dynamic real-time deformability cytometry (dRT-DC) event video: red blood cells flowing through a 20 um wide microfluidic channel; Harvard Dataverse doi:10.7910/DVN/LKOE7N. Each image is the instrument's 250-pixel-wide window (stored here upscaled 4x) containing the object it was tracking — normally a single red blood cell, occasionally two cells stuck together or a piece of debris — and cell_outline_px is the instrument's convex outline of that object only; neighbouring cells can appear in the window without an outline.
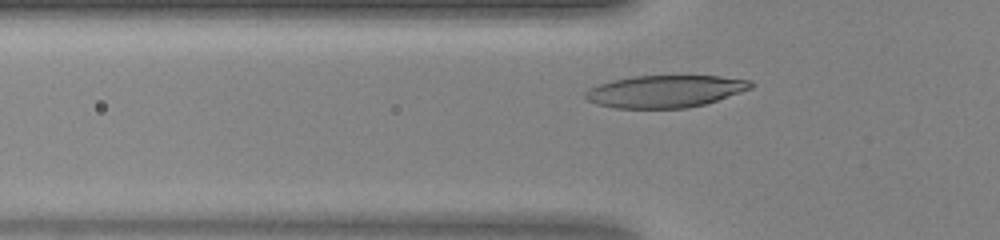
{"species": "human", "species_latin": "Homo sapiens", "temperature_condition": "warm", "stored_images_in_passage": 31, "camera_frame_rate_fps": 3000, "um_per_image_px": 0.085, "donor": {"sex": "female"}, "frame": {"image": 1, "passage_image": 7, "time_ms": 2.0, "image_size_px": [1000, 240], "cell_outline_px": [[756, 84], [752, 88], [704, 104], [688, 108], [616, 108], [596, 104], [588, 100], [584, 96], [584, 92], [588, 88], [612, 80], [632, 76], [720, 76], [752, 80]], "centroid_in_image_um": [56.54, 7.76], "position_along_channel_um": 69.3, "area_um2": 31.1}}
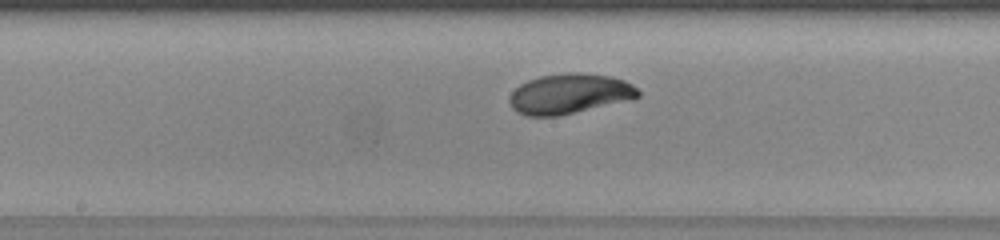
{"frame": {"image": 2, "passage_image": 16, "time_ms": 5.0, "image_size_px": [1000, 240], "cell_outline_px": [[640, 96], [632, 100], [560, 116], [528, 116], [516, 112], [512, 108], [508, 100], [512, 92], [520, 84], [528, 80], [540, 76], [568, 72], [580, 72], [608, 76], [624, 80], [632, 84], [640, 92]], "centroid_in_image_um": [48.41, 7.98], "position_along_channel_um": 199.8, "area_um2": 30.35}}
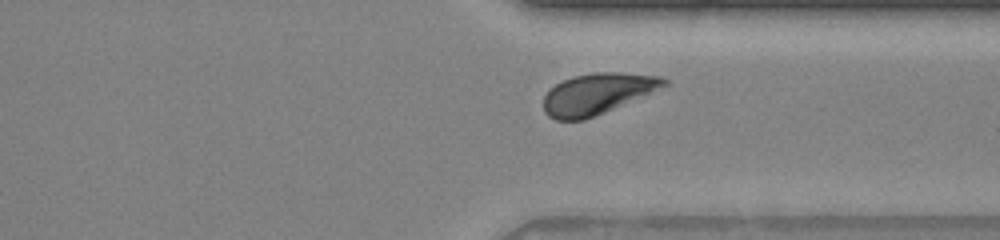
{"frame": {"image": 3, "passage_image": 27, "time_ms": 8.667, "image_size_px": [1000, 240], "cell_outline_px": [[668, 84], [604, 112], [584, 120], [556, 120], [548, 116], [544, 112], [544, 96], [556, 84], [572, 76], [592, 72], [620, 72], [660, 76], [668, 80]], "centroid_in_image_um": [50.73, 7.96], "position_along_channel_um": 360.7, "area_um2": 28.26}}